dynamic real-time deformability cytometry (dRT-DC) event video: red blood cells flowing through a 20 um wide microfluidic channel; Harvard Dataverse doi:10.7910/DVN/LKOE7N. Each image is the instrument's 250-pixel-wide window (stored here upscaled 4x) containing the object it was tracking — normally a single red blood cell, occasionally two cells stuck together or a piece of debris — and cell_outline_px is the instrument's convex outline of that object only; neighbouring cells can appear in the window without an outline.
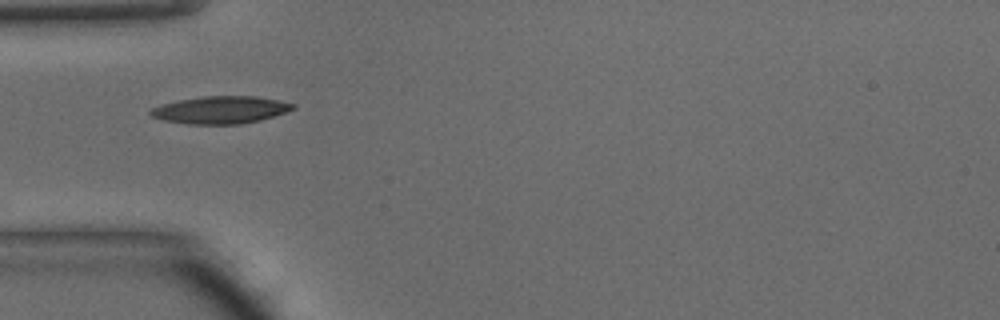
{"species": "common noctule bat (a hibernating species)", "species_latin": "Nyctalus noctula", "temperature_condition": "warm", "stored_images_in_passage": 29, "camera_frame_rate_fps": 3000, "um_per_image_px": 0.085, "animal": {"sex": "male", "body_mass_g": 15.6}, "frame": {"image": 1, "passage_image": 1, "time_ms": 0.0, "image_size_px": [1000, 320], "cell_outline_px": [[296, 108], [260, 120], [240, 124], [188, 124], [164, 120], [152, 116], [148, 112], [152, 108], [164, 104], [180, 100], [204, 96], [256, 96], [280, 100], [296, 104]], "centroid_in_image_um": [18.78, 9.34], "position_along_channel_um": 66.2, "area_um2": 22.54}}
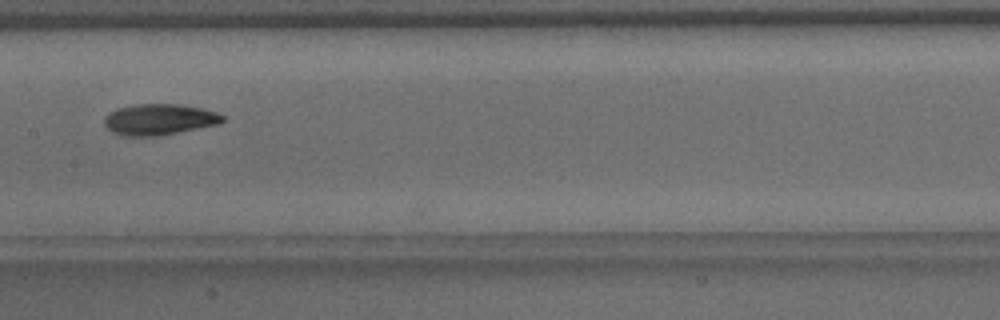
{"frame": {"image": 2, "passage_image": 10, "time_ms": 3.0, "image_size_px": [1000, 320], "cell_outline_px": [[224, 120], [220, 124], [156, 136], [124, 136], [112, 132], [104, 124], [104, 116], [108, 112], [116, 108], [132, 104], [180, 104], [204, 108], [216, 112], [224, 116]], "centroid_in_image_um": [13.51, 10.14], "position_along_channel_um": 193.9, "area_um2": 21.62}}
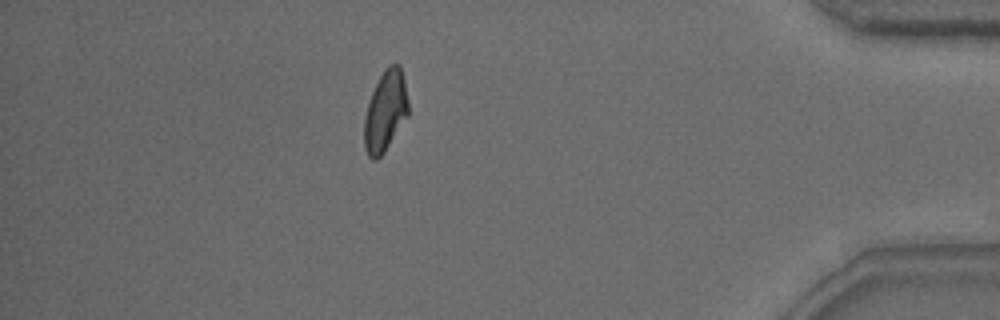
{"frame": {"image": 3, "passage_image": 28, "time_ms": 9.0, "image_size_px": [1000, 320], "cell_outline_px": [[408, 116], [384, 152], [376, 160], [372, 160], [368, 156], [364, 148], [364, 120], [368, 104], [372, 92], [384, 68], [388, 64], [396, 60], [400, 64], [404, 80], [408, 100]], "centroid_in_image_um": [32.76, 9.42], "position_along_channel_um": 402.4, "area_um2": 20.87}}